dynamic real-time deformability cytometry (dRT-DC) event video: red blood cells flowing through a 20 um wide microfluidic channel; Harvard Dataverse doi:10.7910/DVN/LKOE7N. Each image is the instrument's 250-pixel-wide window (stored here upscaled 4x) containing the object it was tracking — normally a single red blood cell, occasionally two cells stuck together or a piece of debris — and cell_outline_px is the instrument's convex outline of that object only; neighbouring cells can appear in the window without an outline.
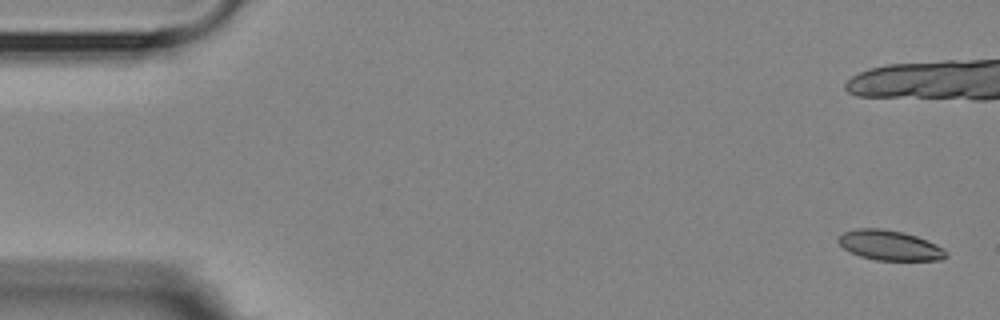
{"species": "Egyptian fruit bat (a non-hibernating species)", "species_latin": "Rousettus aegyptiacus", "temperature_condition": "room temperature", "stored_images_in_passage": 5, "camera_frame_rate_fps": 3000, "um_per_image_px": 0.085, "animal": {"sex": "female"}, "frame": {"image": 1, "passage_image": 1, "time_ms": 0.0, "image_size_px": [1000, 320], "cell_outline_px": [[948, 256], [940, 260], [876, 260], [860, 256], [844, 248], [836, 240], [844, 232], [856, 228], [884, 228], [904, 232], [928, 240], [944, 248], [948, 252]], "centroid_in_image_um": [75.66, 20.84], "position_along_channel_um": 9.3, "area_um2": 18.9}}